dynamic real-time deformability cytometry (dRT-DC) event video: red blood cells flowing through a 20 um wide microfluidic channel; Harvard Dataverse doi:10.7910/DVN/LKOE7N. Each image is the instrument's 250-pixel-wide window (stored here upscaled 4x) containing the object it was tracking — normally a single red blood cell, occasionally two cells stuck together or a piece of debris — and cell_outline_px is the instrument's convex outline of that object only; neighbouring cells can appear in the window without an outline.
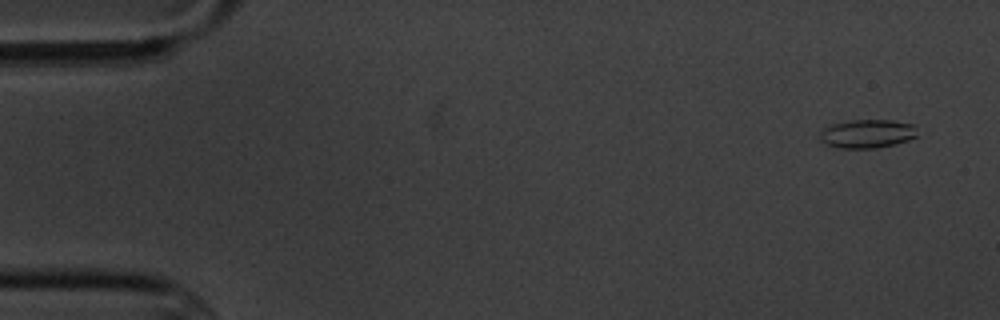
{"species": "common noctule bat (a hibernating species)", "species_latin": "Nyctalus noctula", "temperature_condition": "cold", "stored_images_in_passage": 5, "camera_frame_rate_fps": 3000, "um_per_image_px": 0.085, "animal": {"sex": "male", "body_mass_g": 20.1, "forearm_length_mm": 53.5}, "frame": {"image": 1, "passage_image": 1, "time_ms": 0.0, "image_size_px": [1000, 320], "cell_outline_px": [[916, 136], [908, 140], [896, 144], [876, 148], [840, 148], [824, 144], [820, 140], [820, 128], [832, 124], [852, 120], [892, 120], [912, 124]], "centroid_in_image_um": [73.64, 11.37], "position_along_channel_um": 11.4, "area_um2": 16.24}}
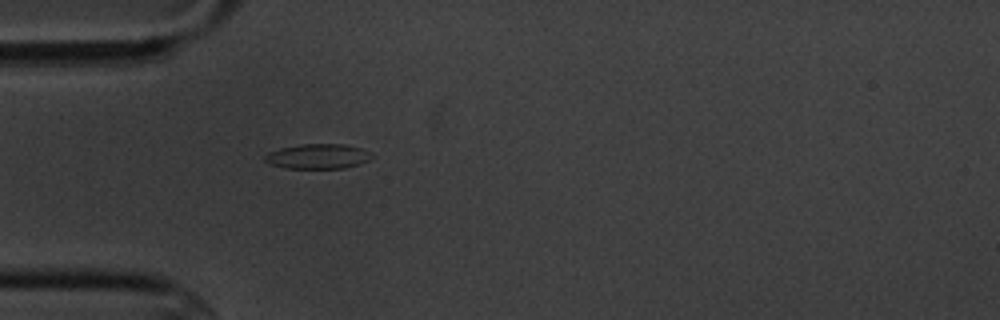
{"frame": {"image": 2, "passage_image": 5, "time_ms": 4.667, "image_size_px": [1000, 320], "cell_outline_px": [[372, 156], [368, 160], [360, 164], [344, 168], [284, 168], [268, 164], [264, 160], [264, 156], [268, 152], [280, 148], [300, 144], [344, 144], [360, 148], [372, 152]], "centroid_in_image_um": [26.99, 13.29], "position_along_channel_um": 58.0, "area_um2": 15.61}}